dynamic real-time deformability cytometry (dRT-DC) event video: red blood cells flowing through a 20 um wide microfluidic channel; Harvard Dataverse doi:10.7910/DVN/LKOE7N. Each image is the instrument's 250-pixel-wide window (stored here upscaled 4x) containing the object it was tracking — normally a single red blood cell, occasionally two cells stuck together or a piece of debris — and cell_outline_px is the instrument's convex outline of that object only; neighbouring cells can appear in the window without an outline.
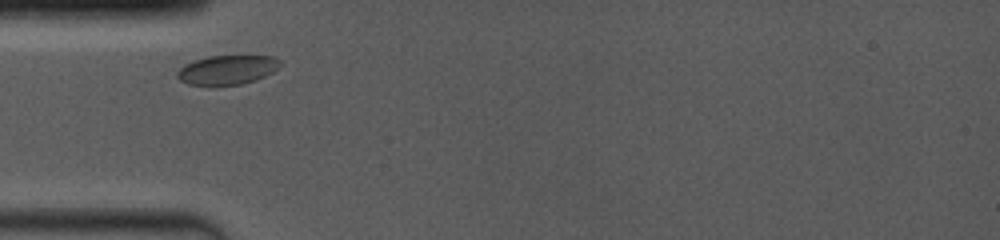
{"species": "common noctule bat (a hibernating species)", "species_latin": "Nyctalus noctula", "temperature_condition": "room temperature", "stored_images_in_passage": 2, "camera_frame_rate_fps": 4000, "um_per_image_px": 0.085, "animal": {"sex": "female", "body_mass_g": 19.0, "forearm_length_mm": 53.3}, "frame": {"image": 1, "passage_image": 1, "time_ms": 0.0, "image_size_px": [1000, 240], "cell_outline_px": [[284, 64], [272, 72], [256, 80], [240, 84], [188, 84], [180, 80], [176, 76], [176, 72], [184, 64], [192, 60], [208, 56], [276, 56]], "centroid_in_image_um": [19.33, 5.91], "position_along_channel_um": 65.7, "area_um2": 17.51}}